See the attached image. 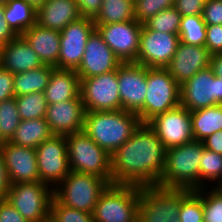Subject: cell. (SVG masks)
Listing matches in <instances>:
<instances>
[{"label": "cell", "instance_id": "obj_24", "mask_svg": "<svg viewBox=\"0 0 222 222\" xmlns=\"http://www.w3.org/2000/svg\"><path fill=\"white\" fill-rule=\"evenodd\" d=\"M80 17L75 0H47L37 11L36 23L44 28L61 32Z\"/></svg>", "mask_w": 222, "mask_h": 222}, {"label": "cell", "instance_id": "obj_53", "mask_svg": "<svg viewBox=\"0 0 222 222\" xmlns=\"http://www.w3.org/2000/svg\"><path fill=\"white\" fill-rule=\"evenodd\" d=\"M6 141L3 139V137L0 135V152L2 151Z\"/></svg>", "mask_w": 222, "mask_h": 222}, {"label": "cell", "instance_id": "obj_47", "mask_svg": "<svg viewBox=\"0 0 222 222\" xmlns=\"http://www.w3.org/2000/svg\"><path fill=\"white\" fill-rule=\"evenodd\" d=\"M204 148L222 154V130L213 133L203 141Z\"/></svg>", "mask_w": 222, "mask_h": 222}, {"label": "cell", "instance_id": "obj_39", "mask_svg": "<svg viewBox=\"0 0 222 222\" xmlns=\"http://www.w3.org/2000/svg\"><path fill=\"white\" fill-rule=\"evenodd\" d=\"M50 213L60 222H95L91 213L62 205L54 196Z\"/></svg>", "mask_w": 222, "mask_h": 222}, {"label": "cell", "instance_id": "obj_35", "mask_svg": "<svg viewBox=\"0 0 222 222\" xmlns=\"http://www.w3.org/2000/svg\"><path fill=\"white\" fill-rule=\"evenodd\" d=\"M182 15L176 8L170 7L160 11L155 16L151 17L144 24L150 29L160 33L179 34V28Z\"/></svg>", "mask_w": 222, "mask_h": 222}, {"label": "cell", "instance_id": "obj_5", "mask_svg": "<svg viewBox=\"0 0 222 222\" xmlns=\"http://www.w3.org/2000/svg\"><path fill=\"white\" fill-rule=\"evenodd\" d=\"M140 186L109 184L92 212L95 222H134L138 218Z\"/></svg>", "mask_w": 222, "mask_h": 222}, {"label": "cell", "instance_id": "obj_55", "mask_svg": "<svg viewBox=\"0 0 222 222\" xmlns=\"http://www.w3.org/2000/svg\"><path fill=\"white\" fill-rule=\"evenodd\" d=\"M134 222H141L139 218H137Z\"/></svg>", "mask_w": 222, "mask_h": 222}, {"label": "cell", "instance_id": "obj_27", "mask_svg": "<svg viewBox=\"0 0 222 222\" xmlns=\"http://www.w3.org/2000/svg\"><path fill=\"white\" fill-rule=\"evenodd\" d=\"M194 140L203 141L213 133L222 130V105L191 111Z\"/></svg>", "mask_w": 222, "mask_h": 222}, {"label": "cell", "instance_id": "obj_36", "mask_svg": "<svg viewBox=\"0 0 222 222\" xmlns=\"http://www.w3.org/2000/svg\"><path fill=\"white\" fill-rule=\"evenodd\" d=\"M199 175L200 188L204 187V180L218 182L222 178V154L204 148L199 163Z\"/></svg>", "mask_w": 222, "mask_h": 222}, {"label": "cell", "instance_id": "obj_26", "mask_svg": "<svg viewBox=\"0 0 222 222\" xmlns=\"http://www.w3.org/2000/svg\"><path fill=\"white\" fill-rule=\"evenodd\" d=\"M52 135L45 118L21 120L10 142L19 146L36 149Z\"/></svg>", "mask_w": 222, "mask_h": 222}, {"label": "cell", "instance_id": "obj_30", "mask_svg": "<svg viewBox=\"0 0 222 222\" xmlns=\"http://www.w3.org/2000/svg\"><path fill=\"white\" fill-rule=\"evenodd\" d=\"M136 20L134 3L131 0H103L102 6L93 19L94 24H111Z\"/></svg>", "mask_w": 222, "mask_h": 222}, {"label": "cell", "instance_id": "obj_23", "mask_svg": "<svg viewBox=\"0 0 222 222\" xmlns=\"http://www.w3.org/2000/svg\"><path fill=\"white\" fill-rule=\"evenodd\" d=\"M22 36L37 53L43 65L57 68L61 46L60 31L44 28L36 23L28 28Z\"/></svg>", "mask_w": 222, "mask_h": 222}, {"label": "cell", "instance_id": "obj_11", "mask_svg": "<svg viewBox=\"0 0 222 222\" xmlns=\"http://www.w3.org/2000/svg\"><path fill=\"white\" fill-rule=\"evenodd\" d=\"M36 159L40 181L57 187L70 172L66 136L52 135L43 141L36 148Z\"/></svg>", "mask_w": 222, "mask_h": 222}, {"label": "cell", "instance_id": "obj_29", "mask_svg": "<svg viewBox=\"0 0 222 222\" xmlns=\"http://www.w3.org/2000/svg\"><path fill=\"white\" fill-rule=\"evenodd\" d=\"M55 67L43 65L23 73L14 74V95L22 96L33 92H44Z\"/></svg>", "mask_w": 222, "mask_h": 222}, {"label": "cell", "instance_id": "obj_2", "mask_svg": "<svg viewBox=\"0 0 222 222\" xmlns=\"http://www.w3.org/2000/svg\"><path fill=\"white\" fill-rule=\"evenodd\" d=\"M136 113L123 109L85 112L83 131L110 155L141 125Z\"/></svg>", "mask_w": 222, "mask_h": 222}, {"label": "cell", "instance_id": "obj_31", "mask_svg": "<svg viewBox=\"0 0 222 222\" xmlns=\"http://www.w3.org/2000/svg\"><path fill=\"white\" fill-rule=\"evenodd\" d=\"M21 120L45 118L48 103L44 92H33L15 97Z\"/></svg>", "mask_w": 222, "mask_h": 222}, {"label": "cell", "instance_id": "obj_28", "mask_svg": "<svg viewBox=\"0 0 222 222\" xmlns=\"http://www.w3.org/2000/svg\"><path fill=\"white\" fill-rule=\"evenodd\" d=\"M4 14L5 20L17 35H22L36 24L37 11L24 0H4Z\"/></svg>", "mask_w": 222, "mask_h": 222}, {"label": "cell", "instance_id": "obj_32", "mask_svg": "<svg viewBox=\"0 0 222 222\" xmlns=\"http://www.w3.org/2000/svg\"><path fill=\"white\" fill-rule=\"evenodd\" d=\"M178 35L184 44L205 46L206 24L202 15L183 16Z\"/></svg>", "mask_w": 222, "mask_h": 222}, {"label": "cell", "instance_id": "obj_12", "mask_svg": "<svg viewBox=\"0 0 222 222\" xmlns=\"http://www.w3.org/2000/svg\"><path fill=\"white\" fill-rule=\"evenodd\" d=\"M180 88V105L190 112L222 105V80L213 74L210 67L198 71Z\"/></svg>", "mask_w": 222, "mask_h": 222}, {"label": "cell", "instance_id": "obj_34", "mask_svg": "<svg viewBox=\"0 0 222 222\" xmlns=\"http://www.w3.org/2000/svg\"><path fill=\"white\" fill-rule=\"evenodd\" d=\"M20 121L15 97L0 102V135L5 141L11 140Z\"/></svg>", "mask_w": 222, "mask_h": 222}, {"label": "cell", "instance_id": "obj_41", "mask_svg": "<svg viewBox=\"0 0 222 222\" xmlns=\"http://www.w3.org/2000/svg\"><path fill=\"white\" fill-rule=\"evenodd\" d=\"M202 18L206 25H222V0H207Z\"/></svg>", "mask_w": 222, "mask_h": 222}, {"label": "cell", "instance_id": "obj_42", "mask_svg": "<svg viewBox=\"0 0 222 222\" xmlns=\"http://www.w3.org/2000/svg\"><path fill=\"white\" fill-rule=\"evenodd\" d=\"M207 0H176L174 7L183 16L202 15Z\"/></svg>", "mask_w": 222, "mask_h": 222}, {"label": "cell", "instance_id": "obj_15", "mask_svg": "<svg viewBox=\"0 0 222 222\" xmlns=\"http://www.w3.org/2000/svg\"><path fill=\"white\" fill-rule=\"evenodd\" d=\"M143 24L137 20L111 24H95L103 41L122 63L135 62L139 52Z\"/></svg>", "mask_w": 222, "mask_h": 222}, {"label": "cell", "instance_id": "obj_21", "mask_svg": "<svg viewBox=\"0 0 222 222\" xmlns=\"http://www.w3.org/2000/svg\"><path fill=\"white\" fill-rule=\"evenodd\" d=\"M85 108L81 96L47 106L45 120L53 135L67 136L83 131Z\"/></svg>", "mask_w": 222, "mask_h": 222}, {"label": "cell", "instance_id": "obj_13", "mask_svg": "<svg viewBox=\"0 0 222 222\" xmlns=\"http://www.w3.org/2000/svg\"><path fill=\"white\" fill-rule=\"evenodd\" d=\"M121 109L136 113L144 123L147 94V67L134 62L122 63L117 69Z\"/></svg>", "mask_w": 222, "mask_h": 222}, {"label": "cell", "instance_id": "obj_3", "mask_svg": "<svg viewBox=\"0 0 222 222\" xmlns=\"http://www.w3.org/2000/svg\"><path fill=\"white\" fill-rule=\"evenodd\" d=\"M204 144L192 140L166 150L165 166L158 186L167 188L200 189L199 163Z\"/></svg>", "mask_w": 222, "mask_h": 222}, {"label": "cell", "instance_id": "obj_19", "mask_svg": "<svg viewBox=\"0 0 222 222\" xmlns=\"http://www.w3.org/2000/svg\"><path fill=\"white\" fill-rule=\"evenodd\" d=\"M1 154L10 184L40 181L36 149L6 141Z\"/></svg>", "mask_w": 222, "mask_h": 222}, {"label": "cell", "instance_id": "obj_49", "mask_svg": "<svg viewBox=\"0 0 222 222\" xmlns=\"http://www.w3.org/2000/svg\"><path fill=\"white\" fill-rule=\"evenodd\" d=\"M210 68L213 74L222 80V54L212 55Z\"/></svg>", "mask_w": 222, "mask_h": 222}, {"label": "cell", "instance_id": "obj_9", "mask_svg": "<svg viewBox=\"0 0 222 222\" xmlns=\"http://www.w3.org/2000/svg\"><path fill=\"white\" fill-rule=\"evenodd\" d=\"M180 85L166 68H147L144 123L180 105Z\"/></svg>", "mask_w": 222, "mask_h": 222}, {"label": "cell", "instance_id": "obj_20", "mask_svg": "<svg viewBox=\"0 0 222 222\" xmlns=\"http://www.w3.org/2000/svg\"><path fill=\"white\" fill-rule=\"evenodd\" d=\"M212 54L205 46L179 42L170 63L165 67L181 86L198 71L210 67Z\"/></svg>", "mask_w": 222, "mask_h": 222}, {"label": "cell", "instance_id": "obj_1", "mask_svg": "<svg viewBox=\"0 0 222 222\" xmlns=\"http://www.w3.org/2000/svg\"><path fill=\"white\" fill-rule=\"evenodd\" d=\"M166 149L155 131L141 123L111 155L112 184L157 185L165 166Z\"/></svg>", "mask_w": 222, "mask_h": 222}, {"label": "cell", "instance_id": "obj_37", "mask_svg": "<svg viewBox=\"0 0 222 222\" xmlns=\"http://www.w3.org/2000/svg\"><path fill=\"white\" fill-rule=\"evenodd\" d=\"M176 0H137L134 3V17L144 24L160 11L173 7Z\"/></svg>", "mask_w": 222, "mask_h": 222}, {"label": "cell", "instance_id": "obj_18", "mask_svg": "<svg viewBox=\"0 0 222 222\" xmlns=\"http://www.w3.org/2000/svg\"><path fill=\"white\" fill-rule=\"evenodd\" d=\"M121 64L122 62L95 29L88 38L82 61L75 71L79 78L83 79L117 70Z\"/></svg>", "mask_w": 222, "mask_h": 222}, {"label": "cell", "instance_id": "obj_38", "mask_svg": "<svg viewBox=\"0 0 222 222\" xmlns=\"http://www.w3.org/2000/svg\"><path fill=\"white\" fill-rule=\"evenodd\" d=\"M203 222H222V195L212 190L202 188Z\"/></svg>", "mask_w": 222, "mask_h": 222}, {"label": "cell", "instance_id": "obj_46", "mask_svg": "<svg viewBox=\"0 0 222 222\" xmlns=\"http://www.w3.org/2000/svg\"><path fill=\"white\" fill-rule=\"evenodd\" d=\"M17 36L5 20L4 0H0V47L8 44Z\"/></svg>", "mask_w": 222, "mask_h": 222}, {"label": "cell", "instance_id": "obj_10", "mask_svg": "<svg viewBox=\"0 0 222 222\" xmlns=\"http://www.w3.org/2000/svg\"><path fill=\"white\" fill-rule=\"evenodd\" d=\"M80 96L86 112L121 110L117 70L80 79Z\"/></svg>", "mask_w": 222, "mask_h": 222}, {"label": "cell", "instance_id": "obj_25", "mask_svg": "<svg viewBox=\"0 0 222 222\" xmlns=\"http://www.w3.org/2000/svg\"><path fill=\"white\" fill-rule=\"evenodd\" d=\"M44 93L48 105L77 98L80 95V78L77 72L54 68Z\"/></svg>", "mask_w": 222, "mask_h": 222}, {"label": "cell", "instance_id": "obj_50", "mask_svg": "<svg viewBox=\"0 0 222 222\" xmlns=\"http://www.w3.org/2000/svg\"><path fill=\"white\" fill-rule=\"evenodd\" d=\"M24 1L27 4L31 5L35 9V11H38L47 0H24Z\"/></svg>", "mask_w": 222, "mask_h": 222}, {"label": "cell", "instance_id": "obj_16", "mask_svg": "<svg viewBox=\"0 0 222 222\" xmlns=\"http://www.w3.org/2000/svg\"><path fill=\"white\" fill-rule=\"evenodd\" d=\"M179 42V35L150 30L143 24L139 52L134 63L147 68H165L172 60Z\"/></svg>", "mask_w": 222, "mask_h": 222}, {"label": "cell", "instance_id": "obj_48", "mask_svg": "<svg viewBox=\"0 0 222 222\" xmlns=\"http://www.w3.org/2000/svg\"><path fill=\"white\" fill-rule=\"evenodd\" d=\"M9 187H10V182L8 179V175H7L5 165H4L2 154L0 152V194H2L5 197L6 192Z\"/></svg>", "mask_w": 222, "mask_h": 222}, {"label": "cell", "instance_id": "obj_22", "mask_svg": "<svg viewBox=\"0 0 222 222\" xmlns=\"http://www.w3.org/2000/svg\"><path fill=\"white\" fill-rule=\"evenodd\" d=\"M0 66L17 74L43 66L37 53L22 35H18L8 44L0 47Z\"/></svg>", "mask_w": 222, "mask_h": 222}, {"label": "cell", "instance_id": "obj_14", "mask_svg": "<svg viewBox=\"0 0 222 222\" xmlns=\"http://www.w3.org/2000/svg\"><path fill=\"white\" fill-rule=\"evenodd\" d=\"M147 124L155 131L166 150L194 140L190 111L182 105L156 115Z\"/></svg>", "mask_w": 222, "mask_h": 222}, {"label": "cell", "instance_id": "obj_51", "mask_svg": "<svg viewBox=\"0 0 222 222\" xmlns=\"http://www.w3.org/2000/svg\"><path fill=\"white\" fill-rule=\"evenodd\" d=\"M216 187V188H214ZM213 189L217 191L220 195H222V178L216 183V186H214Z\"/></svg>", "mask_w": 222, "mask_h": 222}, {"label": "cell", "instance_id": "obj_45", "mask_svg": "<svg viewBox=\"0 0 222 222\" xmlns=\"http://www.w3.org/2000/svg\"><path fill=\"white\" fill-rule=\"evenodd\" d=\"M81 17L94 19L99 13L103 0H75Z\"/></svg>", "mask_w": 222, "mask_h": 222}, {"label": "cell", "instance_id": "obj_7", "mask_svg": "<svg viewBox=\"0 0 222 222\" xmlns=\"http://www.w3.org/2000/svg\"><path fill=\"white\" fill-rule=\"evenodd\" d=\"M186 190L158 185L140 187L138 218L141 222H177Z\"/></svg>", "mask_w": 222, "mask_h": 222}, {"label": "cell", "instance_id": "obj_4", "mask_svg": "<svg viewBox=\"0 0 222 222\" xmlns=\"http://www.w3.org/2000/svg\"><path fill=\"white\" fill-rule=\"evenodd\" d=\"M70 171L104 178L112 184L111 155L84 131L66 136Z\"/></svg>", "mask_w": 222, "mask_h": 222}, {"label": "cell", "instance_id": "obj_40", "mask_svg": "<svg viewBox=\"0 0 222 222\" xmlns=\"http://www.w3.org/2000/svg\"><path fill=\"white\" fill-rule=\"evenodd\" d=\"M205 47L212 55L222 54V25H206Z\"/></svg>", "mask_w": 222, "mask_h": 222}, {"label": "cell", "instance_id": "obj_44", "mask_svg": "<svg viewBox=\"0 0 222 222\" xmlns=\"http://www.w3.org/2000/svg\"><path fill=\"white\" fill-rule=\"evenodd\" d=\"M0 222H29L7 201L0 202Z\"/></svg>", "mask_w": 222, "mask_h": 222}, {"label": "cell", "instance_id": "obj_43", "mask_svg": "<svg viewBox=\"0 0 222 222\" xmlns=\"http://www.w3.org/2000/svg\"><path fill=\"white\" fill-rule=\"evenodd\" d=\"M15 97L14 74L0 66V102Z\"/></svg>", "mask_w": 222, "mask_h": 222}, {"label": "cell", "instance_id": "obj_54", "mask_svg": "<svg viewBox=\"0 0 222 222\" xmlns=\"http://www.w3.org/2000/svg\"><path fill=\"white\" fill-rule=\"evenodd\" d=\"M4 199V196L0 194V202Z\"/></svg>", "mask_w": 222, "mask_h": 222}, {"label": "cell", "instance_id": "obj_33", "mask_svg": "<svg viewBox=\"0 0 222 222\" xmlns=\"http://www.w3.org/2000/svg\"><path fill=\"white\" fill-rule=\"evenodd\" d=\"M177 222H203L202 188L182 194Z\"/></svg>", "mask_w": 222, "mask_h": 222}, {"label": "cell", "instance_id": "obj_17", "mask_svg": "<svg viewBox=\"0 0 222 222\" xmlns=\"http://www.w3.org/2000/svg\"><path fill=\"white\" fill-rule=\"evenodd\" d=\"M94 30L93 19L80 17L61 31L58 69L76 70L79 67L88 38Z\"/></svg>", "mask_w": 222, "mask_h": 222}, {"label": "cell", "instance_id": "obj_52", "mask_svg": "<svg viewBox=\"0 0 222 222\" xmlns=\"http://www.w3.org/2000/svg\"><path fill=\"white\" fill-rule=\"evenodd\" d=\"M43 222H60L51 213L46 217Z\"/></svg>", "mask_w": 222, "mask_h": 222}, {"label": "cell", "instance_id": "obj_6", "mask_svg": "<svg viewBox=\"0 0 222 222\" xmlns=\"http://www.w3.org/2000/svg\"><path fill=\"white\" fill-rule=\"evenodd\" d=\"M108 185L104 178L70 171L53 189V196L62 205L92 214L100 194Z\"/></svg>", "mask_w": 222, "mask_h": 222}, {"label": "cell", "instance_id": "obj_8", "mask_svg": "<svg viewBox=\"0 0 222 222\" xmlns=\"http://www.w3.org/2000/svg\"><path fill=\"white\" fill-rule=\"evenodd\" d=\"M4 198L29 222H43L51 211L53 188L41 181L10 184Z\"/></svg>", "mask_w": 222, "mask_h": 222}]
</instances>
